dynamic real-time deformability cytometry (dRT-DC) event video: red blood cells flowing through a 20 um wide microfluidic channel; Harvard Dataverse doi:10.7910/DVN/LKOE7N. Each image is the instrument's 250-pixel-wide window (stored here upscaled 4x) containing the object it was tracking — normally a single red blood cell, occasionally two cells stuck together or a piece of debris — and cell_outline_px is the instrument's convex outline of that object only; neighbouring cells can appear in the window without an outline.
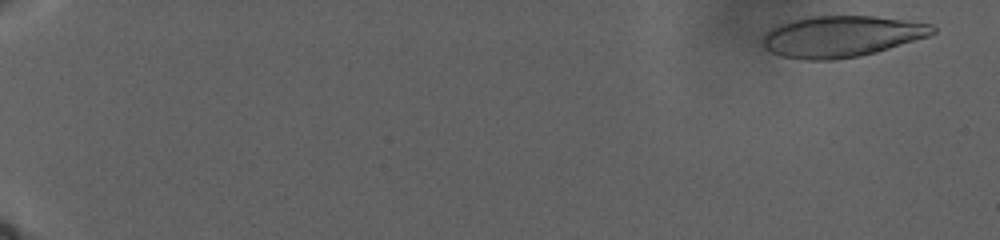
{"species": "human", "species_latin": "Homo sapiens", "temperature_condition": "warm", "stored_images_in_passage": 77, "camera_frame_rate_fps": 3000, "um_per_image_px": 0.085, "donor": {"sex": "male"}, "frame": {"image": 1, "passage_image": 6, "time_ms": 1.667, "image_size_px": [1000, 240], "cell_outline_px": [[936, 32], [928, 36], [876, 52], [860, 56], [832, 60], [804, 60], [780, 56], [764, 48], [760, 40], [768, 28], [788, 20], [812, 16], [872, 16], [904, 20], [932, 24], [936, 28]], "centroid_in_image_um": [71.45, 3.09], "position_along_channel_um": 13.5, "area_um2": 41.1}}
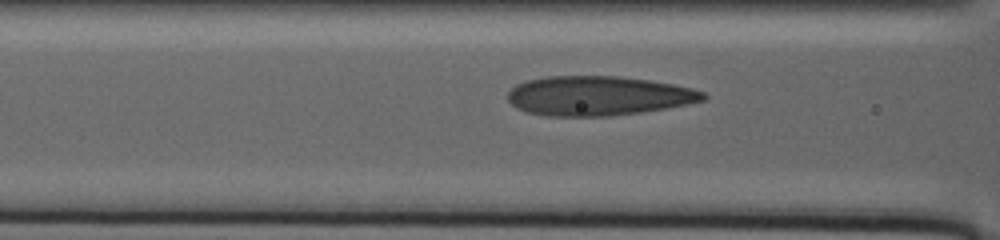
{"frame": {"image": 2, "passage_image": 55, "time_ms": 18.667, "image_size_px": [1000, 240], "cell_outline_px": [[708, 96], [704, 100], [664, 108], [640, 112], [608, 116], [548, 116], [524, 112], [516, 108], [508, 100], [508, 92], [516, 84], [524, 80], [548, 76], [616, 76], [648, 80], [672, 84], [692, 88], [704, 92]], "centroid_in_image_um": [50.79, 8.14], "position_along_channel_um": 115.8, "area_um2": 44.85}}
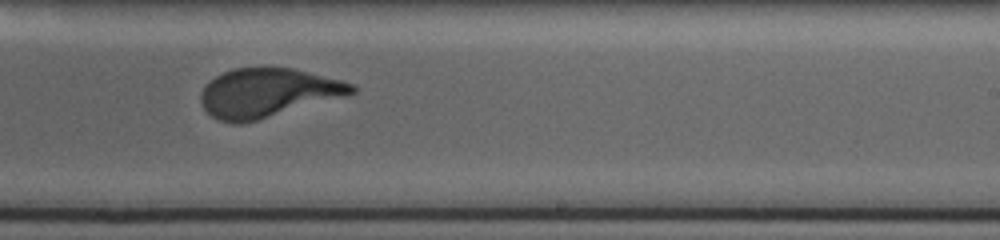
{"frame": {"image": 3, "passage_image": 76, "time_ms": 26.667, "image_size_px": [1000, 240], "cell_outline_px": [[356, 92], [348, 96], [256, 120], [240, 124], [236, 124], [220, 120], [212, 116], [204, 108], [200, 100], [200, 92], [216, 76], [232, 68], [260, 64], [292, 68], [340, 80], [352, 84], [356, 88]], "centroid_in_image_um": [22.75, 7.85], "position_along_channel_um": 266.2, "area_um2": 43.41}}